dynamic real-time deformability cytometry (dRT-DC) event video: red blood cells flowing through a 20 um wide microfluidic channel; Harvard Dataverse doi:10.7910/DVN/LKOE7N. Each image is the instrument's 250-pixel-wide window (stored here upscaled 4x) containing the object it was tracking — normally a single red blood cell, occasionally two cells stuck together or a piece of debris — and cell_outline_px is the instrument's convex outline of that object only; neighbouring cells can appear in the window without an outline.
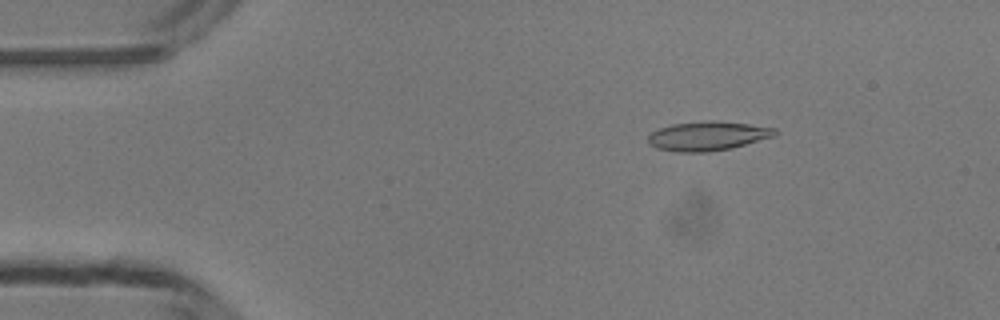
{"species": "common noctule bat (a hibernating species)", "species_latin": "Nyctalus noctula", "temperature_condition": "room temperature", "stored_images_in_passage": 48, "camera_frame_rate_fps": 3000, "um_per_image_px": 0.085, "animal": {"sex": "male", "body_mass_g": 13.3}, "frame": {"image": 1, "passage_image": 7, "time_ms": 2.0, "image_size_px": [1000, 320], "cell_outline_px": [[780, 132], [776, 136], [732, 148], [708, 152], [676, 152], [656, 148], [648, 144], [648, 136], [652, 132], [660, 128], [672, 124], [704, 120], [712, 120], [748, 124], [776, 128]], "centroid_in_image_um": [60.18, 11.56], "position_along_channel_um": 24.8, "area_um2": 21.85}}
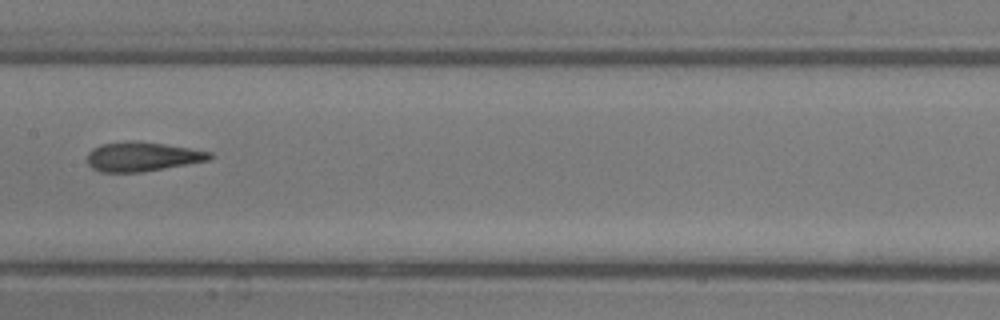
{"frame": {"image": 2, "passage_image": 24, "time_ms": 7.667, "image_size_px": [1000, 320], "cell_outline_px": [[212, 156], [208, 160], [164, 168], [140, 172], [100, 172], [92, 168], [88, 164], [88, 152], [92, 148], [100, 144], [128, 140], [136, 140], [164, 144], [212, 152]], "centroid_in_image_um": [12.03, 13.3], "position_along_channel_um": 195.4, "area_um2": 20.87}}
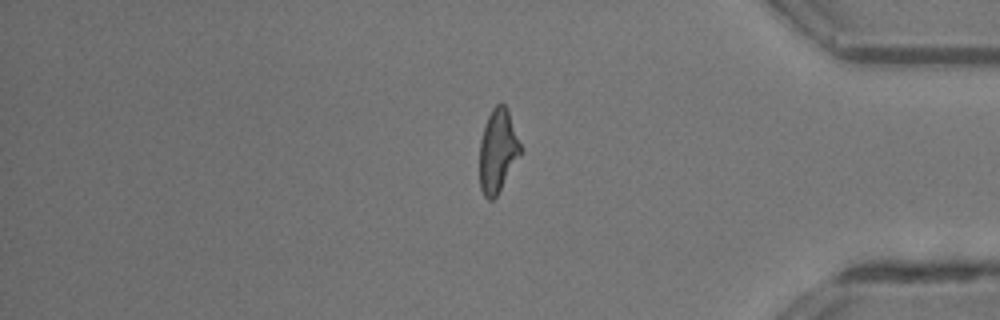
{"frame": {"image": 3, "passage_image": 40, "time_ms": 13.0, "image_size_px": [1000, 320], "cell_outline_px": [[524, 152], [496, 196], [492, 200], [488, 200], [484, 196], [480, 188], [480, 140], [488, 116], [492, 108], [496, 104], [504, 104], [508, 108], [524, 148]], "centroid_in_image_um": [42.37, 12.81], "position_along_channel_um": 392.8, "area_um2": 20.4}}